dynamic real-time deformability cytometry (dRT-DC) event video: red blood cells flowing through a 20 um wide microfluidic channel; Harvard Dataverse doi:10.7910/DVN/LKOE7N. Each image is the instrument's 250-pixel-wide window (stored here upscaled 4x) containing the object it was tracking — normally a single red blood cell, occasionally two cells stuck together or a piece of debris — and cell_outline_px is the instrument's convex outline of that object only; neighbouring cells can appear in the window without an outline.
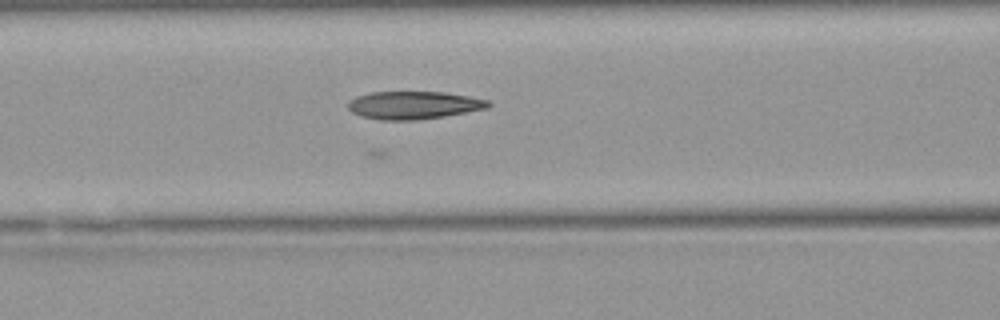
{"species": "Egyptian fruit bat (a non-hibernating species)", "species_latin": "Rousettus aegyptiacus", "temperature_condition": "warm", "stored_images_in_passage": 28, "camera_frame_rate_fps": 3000, "um_per_image_px": 0.085, "animal": {"sex": "female"}, "frame": {"image": 1, "passage_image": 14, "time_ms": 4.333, "image_size_px": [1000, 320], "cell_outline_px": [[492, 104], [488, 108], [444, 116], [416, 120], [380, 120], [360, 116], [352, 112], [348, 108], [348, 104], [356, 96], [372, 92], [444, 92], [468, 96], [488, 100]], "centroid_in_image_um": [35.16, 8.94], "position_along_channel_um": 131.4, "area_um2": 22.66}}
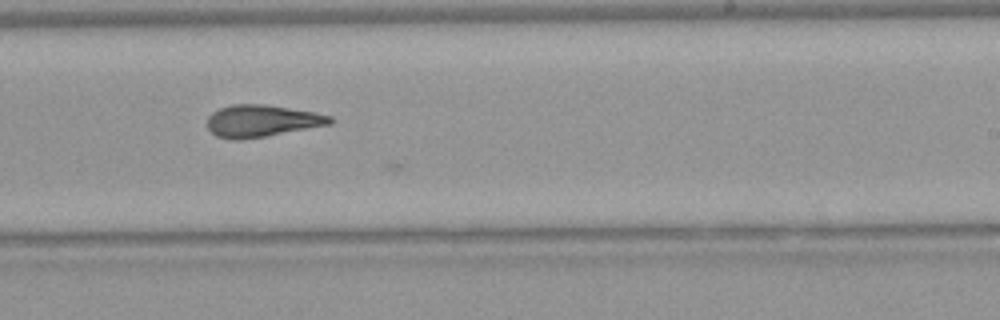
{"frame": {"image": 2, "passage_image": 24, "time_ms": 7.667, "image_size_px": [1000, 320], "cell_outline_px": [[332, 124], [264, 136], [240, 140], [228, 140], [216, 136], [208, 128], [208, 116], [212, 112], [220, 108], [232, 104], [264, 104], [312, 112], [332, 116]], "centroid_in_image_um": [22.21, 10.28], "position_along_channel_um": 266.8, "area_um2": 22.72}}
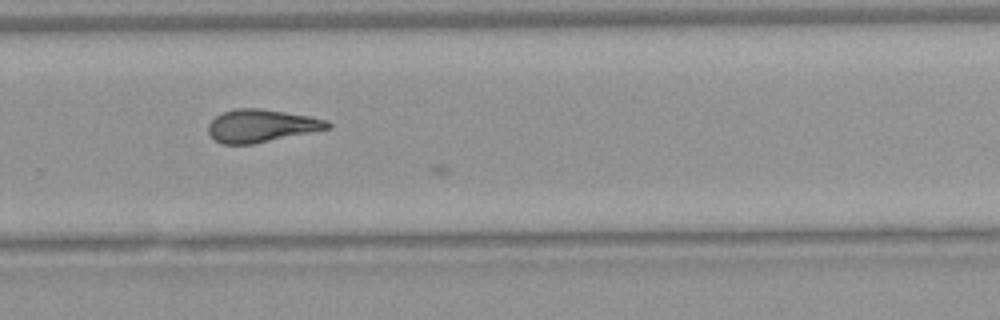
{"frame": {"image": 3, "passage_image": 27, "time_ms": 8.667, "image_size_px": [1000, 320], "cell_outline_px": [[332, 128], [252, 144], [220, 144], [208, 132], [208, 124], [216, 116], [224, 112], [236, 108], [260, 108], [312, 116], [328, 120], [332, 124]], "centroid_in_image_um": [22.25, 10.68], "position_along_channel_um": 307.5, "area_um2": 22.83}}